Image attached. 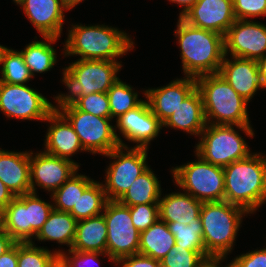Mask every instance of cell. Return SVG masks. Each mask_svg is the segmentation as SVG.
<instances>
[{"mask_svg": "<svg viewBox=\"0 0 266 267\" xmlns=\"http://www.w3.org/2000/svg\"><path fill=\"white\" fill-rule=\"evenodd\" d=\"M195 79L196 88L202 96L206 123L236 125V128L244 131L246 135L254 136L246 108L248 101L242 98L219 73L205 74Z\"/></svg>", "mask_w": 266, "mask_h": 267, "instance_id": "6da1fadb", "label": "cell"}, {"mask_svg": "<svg viewBox=\"0 0 266 267\" xmlns=\"http://www.w3.org/2000/svg\"><path fill=\"white\" fill-rule=\"evenodd\" d=\"M175 35L181 48L182 70L186 76L198 77L219 73L225 57L224 36L193 27L179 18Z\"/></svg>", "mask_w": 266, "mask_h": 267, "instance_id": "7a4b0ae2", "label": "cell"}, {"mask_svg": "<svg viewBox=\"0 0 266 267\" xmlns=\"http://www.w3.org/2000/svg\"><path fill=\"white\" fill-rule=\"evenodd\" d=\"M224 201L254 213L266 202V156L251 153L223 168Z\"/></svg>", "mask_w": 266, "mask_h": 267, "instance_id": "3957f363", "label": "cell"}, {"mask_svg": "<svg viewBox=\"0 0 266 267\" xmlns=\"http://www.w3.org/2000/svg\"><path fill=\"white\" fill-rule=\"evenodd\" d=\"M133 42L127 33L106 25H73L64 45V55H79L82 60H108L133 49Z\"/></svg>", "mask_w": 266, "mask_h": 267, "instance_id": "277c9868", "label": "cell"}, {"mask_svg": "<svg viewBox=\"0 0 266 267\" xmlns=\"http://www.w3.org/2000/svg\"><path fill=\"white\" fill-rule=\"evenodd\" d=\"M244 208L227 201L203 202L200 210L202 239L209 256H226L231 252Z\"/></svg>", "mask_w": 266, "mask_h": 267, "instance_id": "5b68a950", "label": "cell"}, {"mask_svg": "<svg viewBox=\"0 0 266 267\" xmlns=\"http://www.w3.org/2000/svg\"><path fill=\"white\" fill-rule=\"evenodd\" d=\"M122 64L108 60H82L72 62L63 69V80L69 94L55 97L57 102L74 103L80 96L92 93H107L111 86L119 79Z\"/></svg>", "mask_w": 266, "mask_h": 267, "instance_id": "8992f818", "label": "cell"}, {"mask_svg": "<svg viewBox=\"0 0 266 267\" xmlns=\"http://www.w3.org/2000/svg\"><path fill=\"white\" fill-rule=\"evenodd\" d=\"M55 108L72 125L85 151L105 155L119 146L126 147L116 134L115 126L110 124L111 118H102L81 111L69 102H58Z\"/></svg>", "mask_w": 266, "mask_h": 267, "instance_id": "52a82bcc", "label": "cell"}, {"mask_svg": "<svg viewBox=\"0 0 266 267\" xmlns=\"http://www.w3.org/2000/svg\"><path fill=\"white\" fill-rule=\"evenodd\" d=\"M37 196L33 192L17 196L3 209L2 228L16 243L32 242L54 208Z\"/></svg>", "mask_w": 266, "mask_h": 267, "instance_id": "ba28073f", "label": "cell"}, {"mask_svg": "<svg viewBox=\"0 0 266 267\" xmlns=\"http://www.w3.org/2000/svg\"><path fill=\"white\" fill-rule=\"evenodd\" d=\"M198 160L171 170L177 186L201 202L224 201L225 179L223 167Z\"/></svg>", "mask_w": 266, "mask_h": 267, "instance_id": "9c48e42d", "label": "cell"}, {"mask_svg": "<svg viewBox=\"0 0 266 267\" xmlns=\"http://www.w3.org/2000/svg\"><path fill=\"white\" fill-rule=\"evenodd\" d=\"M233 126L207 123L201 132L196 154L213 165L226 167L230 163L248 157L247 143Z\"/></svg>", "mask_w": 266, "mask_h": 267, "instance_id": "30bf717a", "label": "cell"}, {"mask_svg": "<svg viewBox=\"0 0 266 267\" xmlns=\"http://www.w3.org/2000/svg\"><path fill=\"white\" fill-rule=\"evenodd\" d=\"M102 214L107 225L108 259L115 263L120 258L138 254L140 232L132 223L129 206L108 200Z\"/></svg>", "mask_w": 266, "mask_h": 267, "instance_id": "8fae6325", "label": "cell"}, {"mask_svg": "<svg viewBox=\"0 0 266 267\" xmlns=\"http://www.w3.org/2000/svg\"><path fill=\"white\" fill-rule=\"evenodd\" d=\"M147 151V148L119 146L104 155L115 160L106 169V181L104 185L102 183L108 200H119L149 168L146 163Z\"/></svg>", "mask_w": 266, "mask_h": 267, "instance_id": "7c38bea8", "label": "cell"}, {"mask_svg": "<svg viewBox=\"0 0 266 267\" xmlns=\"http://www.w3.org/2000/svg\"><path fill=\"white\" fill-rule=\"evenodd\" d=\"M55 107L42 94L25 84L0 81V110L8 118L45 121Z\"/></svg>", "mask_w": 266, "mask_h": 267, "instance_id": "4fadbf2b", "label": "cell"}, {"mask_svg": "<svg viewBox=\"0 0 266 267\" xmlns=\"http://www.w3.org/2000/svg\"><path fill=\"white\" fill-rule=\"evenodd\" d=\"M225 55L258 60L266 54V25L250 20H239L232 24L224 36Z\"/></svg>", "mask_w": 266, "mask_h": 267, "instance_id": "5bb4252c", "label": "cell"}, {"mask_svg": "<svg viewBox=\"0 0 266 267\" xmlns=\"http://www.w3.org/2000/svg\"><path fill=\"white\" fill-rule=\"evenodd\" d=\"M32 154L30 152V186L33 193H36V185L54 193L79 170L80 165L73 160L59 158L45 151L35 156Z\"/></svg>", "mask_w": 266, "mask_h": 267, "instance_id": "9a60e30c", "label": "cell"}, {"mask_svg": "<svg viewBox=\"0 0 266 267\" xmlns=\"http://www.w3.org/2000/svg\"><path fill=\"white\" fill-rule=\"evenodd\" d=\"M116 126L123 137L131 142L137 143V148H147L151 140H154L162 123L153 114L146 100H143L137 107L129 110L116 118Z\"/></svg>", "mask_w": 266, "mask_h": 267, "instance_id": "2e32d148", "label": "cell"}, {"mask_svg": "<svg viewBox=\"0 0 266 267\" xmlns=\"http://www.w3.org/2000/svg\"><path fill=\"white\" fill-rule=\"evenodd\" d=\"M182 19L193 27L225 36L236 21L233 0H198Z\"/></svg>", "mask_w": 266, "mask_h": 267, "instance_id": "e0dca14e", "label": "cell"}, {"mask_svg": "<svg viewBox=\"0 0 266 267\" xmlns=\"http://www.w3.org/2000/svg\"><path fill=\"white\" fill-rule=\"evenodd\" d=\"M196 88V79L185 76L168 85L145 91L147 103L155 116L163 124L180 103Z\"/></svg>", "mask_w": 266, "mask_h": 267, "instance_id": "ac0fdd59", "label": "cell"}, {"mask_svg": "<svg viewBox=\"0 0 266 267\" xmlns=\"http://www.w3.org/2000/svg\"><path fill=\"white\" fill-rule=\"evenodd\" d=\"M20 6L42 37L61 36L64 11L69 10L62 0H24Z\"/></svg>", "mask_w": 266, "mask_h": 267, "instance_id": "d6986e66", "label": "cell"}, {"mask_svg": "<svg viewBox=\"0 0 266 267\" xmlns=\"http://www.w3.org/2000/svg\"><path fill=\"white\" fill-rule=\"evenodd\" d=\"M219 74L248 102L258 89H262L256 60L234 56L230 60L225 55Z\"/></svg>", "mask_w": 266, "mask_h": 267, "instance_id": "ffe728a7", "label": "cell"}, {"mask_svg": "<svg viewBox=\"0 0 266 267\" xmlns=\"http://www.w3.org/2000/svg\"><path fill=\"white\" fill-rule=\"evenodd\" d=\"M45 121L51 122L44 144L46 153L71 160L74 153L85 151L72 125L56 108Z\"/></svg>", "mask_w": 266, "mask_h": 267, "instance_id": "44dd1931", "label": "cell"}, {"mask_svg": "<svg viewBox=\"0 0 266 267\" xmlns=\"http://www.w3.org/2000/svg\"><path fill=\"white\" fill-rule=\"evenodd\" d=\"M0 180L15 197L30 193V153L0 149Z\"/></svg>", "mask_w": 266, "mask_h": 267, "instance_id": "7402d4cb", "label": "cell"}, {"mask_svg": "<svg viewBox=\"0 0 266 267\" xmlns=\"http://www.w3.org/2000/svg\"><path fill=\"white\" fill-rule=\"evenodd\" d=\"M206 124L202 96L200 91L195 88L162 126L181 129L195 136L201 135Z\"/></svg>", "mask_w": 266, "mask_h": 267, "instance_id": "603a6c76", "label": "cell"}, {"mask_svg": "<svg viewBox=\"0 0 266 267\" xmlns=\"http://www.w3.org/2000/svg\"><path fill=\"white\" fill-rule=\"evenodd\" d=\"M159 219L166 223L192 221L200 215L203 202L190 194L175 192L159 199Z\"/></svg>", "mask_w": 266, "mask_h": 267, "instance_id": "cb8c5ba5", "label": "cell"}, {"mask_svg": "<svg viewBox=\"0 0 266 267\" xmlns=\"http://www.w3.org/2000/svg\"><path fill=\"white\" fill-rule=\"evenodd\" d=\"M107 225L103 214L77 221L71 247L75 251L106 253Z\"/></svg>", "mask_w": 266, "mask_h": 267, "instance_id": "d4e9b609", "label": "cell"}, {"mask_svg": "<svg viewBox=\"0 0 266 267\" xmlns=\"http://www.w3.org/2000/svg\"><path fill=\"white\" fill-rule=\"evenodd\" d=\"M175 247V237L160 219L140 233L138 254L161 260Z\"/></svg>", "mask_w": 266, "mask_h": 267, "instance_id": "484cf974", "label": "cell"}, {"mask_svg": "<svg viewBox=\"0 0 266 267\" xmlns=\"http://www.w3.org/2000/svg\"><path fill=\"white\" fill-rule=\"evenodd\" d=\"M77 220L69 212L59 211L53 208L48 219L36 234L39 241H57L59 244H67L71 250L76 235Z\"/></svg>", "mask_w": 266, "mask_h": 267, "instance_id": "4316f807", "label": "cell"}, {"mask_svg": "<svg viewBox=\"0 0 266 267\" xmlns=\"http://www.w3.org/2000/svg\"><path fill=\"white\" fill-rule=\"evenodd\" d=\"M152 169L148 168L131 185L128 191L118 200L126 206L159 204L161 186Z\"/></svg>", "mask_w": 266, "mask_h": 267, "instance_id": "83f0119b", "label": "cell"}, {"mask_svg": "<svg viewBox=\"0 0 266 267\" xmlns=\"http://www.w3.org/2000/svg\"><path fill=\"white\" fill-rule=\"evenodd\" d=\"M45 41H34L21 50L25 64L28 66L31 75L51 70L56 64V50L51 46L58 38L43 37Z\"/></svg>", "mask_w": 266, "mask_h": 267, "instance_id": "f1b7e54d", "label": "cell"}, {"mask_svg": "<svg viewBox=\"0 0 266 267\" xmlns=\"http://www.w3.org/2000/svg\"><path fill=\"white\" fill-rule=\"evenodd\" d=\"M108 199L102 183L93 181L69 212L77 221L102 214Z\"/></svg>", "mask_w": 266, "mask_h": 267, "instance_id": "f546056e", "label": "cell"}, {"mask_svg": "<svg viewBox=\"0 0 266 267\" xmlns=\"http://www.w3.org/2000/svg\"><path fill=\"white\" fill-rule=\"evenodd\" d=\"M0 64H2L0 81L3 83L25 84L33 77L20 51L2 46Z\"/></svg>", "mask_w": 266, "mask_h": 267, "instance_id": "4dcf8cb0", "label": "cell"}, {"mask_svg": "<svg viewBox=\"0 0 266 267\" xmlns=\"http://www.w3.org/2000/svg\"><path fill=\"white\" fill-rule=\"evenodd\" d=\"M166 224L169 231L175 237V246H181L193 251H201L206 257H209L202 239L203 229L200 215L192 221Z\"/></svg>", "mask_w": 266, "mask_h": 267, "instance_id": "1f68e13d", "label": "cell"}, {"mask_svg": "<svg viewBox=\"0 0 266 267\" xmlns=\"http://www.w3.org/2000/svg\"><path fill=\"white\" fill-rule=\"evenodd\" d=\"M93 179L85 175H79L77 172L70 177L60 188L51 194L54 209L59 211L70 212L84 190L93 182Z\"/></svg>", "mask_w": 266, "mask_h": 267, "instance_id": "d6a6232c", "label": "cell"}, {"mask_svg": "<svg viewBox=\"0 0 266 267\" xmlns=\"http://www.w3.org/2000/svg\"><path fill=\"white\" fill-rule=\"evenodd\" d=\"M34 242L17 243L18 267H54L59 261L61 251L34 246Z\"/></svg>", "mask_w": 266, "mask_h": 267, "instance_id": "836d02e7", "label": "cell"}, {"mask_svg": "<svg viewBox=\"0 0 266 267\" xmlns=\"http://www.w3.org/2000/svg\"><path fill=\"white\" fill-rule=\"evenodd\" d=\"M111 119L137 107L143 100H138V93L132 87L118 79L108 90Z\"/></svg>", "mask_w": 266, "mask_h": 267, "instance_id": "e575fe53", "label": "cell"}, {"mask_svg": "<svg viewBox=\"0 0 266 267\" xmlns=\"http://www.w3.org/2000/svg\"><path fill=\"white\" fill-rule=\"evenodd\" d=\"M205 258L201 251L175 246L160 260V265L161 267H201Z\"/></svg>", "mask_w": 266, "mask_h": 267, "instance_id": "d590c367", "label": "cell"}, {"mask_svg": "<svg viewBox=\"0 0 266 267\" xmlns=\"http://www.w3.org/2000/svg\"><path fill=\"white\" fill-rule=\"evenodd\" d=\"M73 104L81 111L102 118H111L107 93H92L80 96Z\"/></svg>", "mask_w": 266, "mask_h": 267, "instance_id": "8d00e7d4", "label": "cell"}, {"mask_svg": "<svg viewBox=\"0 0 266 267\" xmlns=\"http://www.w3.org/2000/svg\"><path fill=\"white\" fill-rule=\"evenodd\" d=\"M132 223L141 233L159 220V204H143L129 207Z\"/></svg>", "mask_w": 266, "mask_h": 267, "instance_id": "74e56055", "label": "cell"}, {"mask_svg": "<svg viewBox=\"0 0 266 267\" xmlns=\"http://www.w3.org/2000/svg\"><path fill=\"white\" fill-rule=\"evenodd\" d=\"M233 11L239 20L266 16V0H233Z\"/></svg>", "mask_w": 266, "mask_h": 267, "instance_id": "f35d334b", "label": "cell"}, {"mask_svg": "<svg viewBox=\"0 0 266 267\" xmlns=\"http://www.w3.org/2000/svg\"><path fill=\"white\" fill-rule=\"evenodd\" d=\"M68 251H69L68 254L70 255L73 254V255L69 257L64 252H61V254L59 255V262L64 267H84L85 265L91 266V263L92 264L99 263L98 262L99 255L108 256L106 253H100V252L75 251L70 249Z\"/></svg>", "mask_w": 266, "mask_h": 267, "instance_id": "ab89813d", "label": "cell"}, {"mask_svg": "<svg viewBox=\"0 0 266 267\" xmlns=\"http://www.w3.org/2000/svg\"><path fill=\"white\" fill-rule=\"evenodd\" d=\"M233 262L236 267H266V248L239 255Z\"/></svg>", "mask_w": 266, "mask_h": 267, "instance_id": "60d3db41", "label": "cell"}, {"mask_svg": "<svg viewBox=\"0 0 266 267\" xmlns=\"http://www.w3.org/2000/svg\"><path fill=\"white\" fill-rule=\"evenodd\" d=\"M116 264L122 267H161L160 261L141 254L129 255L118 259Z\"/></svg>", "mask_w": 266, "mask_h": 267, "instance_id": "b9f144b4", "label": "cell"}, {"mask_svg": "<svg viewBox=\"0 0 266 267\" xmlns=\"http://www.w3.org/2000/svg\"><path fill=\"white\" fill-rule=\"evenodd\" d=\"M0 267H18L17 243L10 250L0 256Z\"/></svg>", "mask_w": 266, "mask_h": 267, "instance_id": "7bdbcfd3", "label": "cell"}, {"mask_svg": "<svg viewBox=\"0 0 266 267\" xmlns=\"http://www.w3.org/2000/svg\"><path fill=\"white\" fill-rule=\"evenodd\" d=\"M16 242L11 236L3 229H0V256L10 250Z\"/></svg>", "mask_w": 266, "mask_h": 267, "instance_id": "ee69618b", "label": "cell"}, {"mask_svg": "<svg viewBox=\"0 0 266 267\" xmlns=\"http://www.w3.org/2000/svg\"><path fill=\"white\" fill-rule=\"evenodd\" d=\"M15 198V196L10 192V190L4 185L0 180V207L4 209L10 204V202Z\"/></svg>", "mask_w": 266, "mask_h": 267, "instance_id": "f6af8a7d", "label": "cell"}, {"mask_svg": "<svg viewBox=\"0 0 266 267\" xmlns=\"http://www.w3.org/2000/svg\"><path fill=\"white\" fill-rule=\"evenodd\" d=\"M226 256H209L206 257L202 264L201 267H220L219 264H221V261L224 260ZM225 267H236L234 262L232 261L231 263L228 264V266Z\"/></svg>", "mask_w": 266, "mask_h": 267, "instance_id": "bcb514c9", "label": "cell"}, {"mask_svg": "<svg viewBox=\"0 0 266 267\" xmlns=\"http://www.w3.org/2000/svg\"><path fill=\"white\" fill-rule=\"evenodd\" d=\"M261 88H266V55L257 60Z\"/></svg>", "mask_w": 266, "mask_h": 267, "instance_id": "7dc6e473", "label": "cell"}, {"mask_svg": "<svg viewBox=\"0 0 266 267\" xmlns=\"http://www.w3.org/2000/svg\"><path fill=\"white\" fill-rule=\"evenodd\" d=\"M169 1L177 3L178 5L184 7L179 14V18H182L198 0H169Z\"/></svg>", "mask_w": 266, "mask_h": 267, "instance_id": "c3c4849f", "label": "cell"}, {"mask_svg": "<svg viewBox=\"0 0 266 267\" xmlns=\"http://www.w3.org/2000/svg\"><path fill=\"white\" fill-rule=\"evenodd\" d=\"M62 1L69 9H71L83 0H62Z\"/></svg>", "mask_w": 266, "mask_h": 267, "instance_id": "681fc988", "label": "cell"}, {"mask_svg": "<svg viewBox=\"0 0 266 267\" xmlns=\"http://www.w3.org/2000/svg\"><path fill=\"white\" fill-rule=\"evenodd\" d=\"M3 226V209L0 207V229Z\"/></svg>", "mask_w": 266, "mask_h": 267, "instance_id": "f907efd6", "label": "cell"}, {"mask_svg": "<svg viewBox=\"0 0 266 267\" xmlns=\"http://www.w3.org/2000/svg\"><path fill=\"white\" fill-rule=\"evenodd\" d=\"M17 5L19 4V5H21L23 2H24V0H13Z\"/></svg>", "mask_w": 266, "mask_h": 267, "instance_id": "816d5d0a", "label": "cell"}, {"mask_svg": "<svg viewBox=\"0 0 266 267\" xmlns=\"http://www.w3.org/2000/svg\"><path fill=\"white\" fill-rule=\"evenodd\" d=\"M54 267H61V263L58 261Z\"/></svg>", "mask_w": 266, "mask_h": 267, "instance_id": "f5cc1de1", "label": "cell"}]
</instances>
